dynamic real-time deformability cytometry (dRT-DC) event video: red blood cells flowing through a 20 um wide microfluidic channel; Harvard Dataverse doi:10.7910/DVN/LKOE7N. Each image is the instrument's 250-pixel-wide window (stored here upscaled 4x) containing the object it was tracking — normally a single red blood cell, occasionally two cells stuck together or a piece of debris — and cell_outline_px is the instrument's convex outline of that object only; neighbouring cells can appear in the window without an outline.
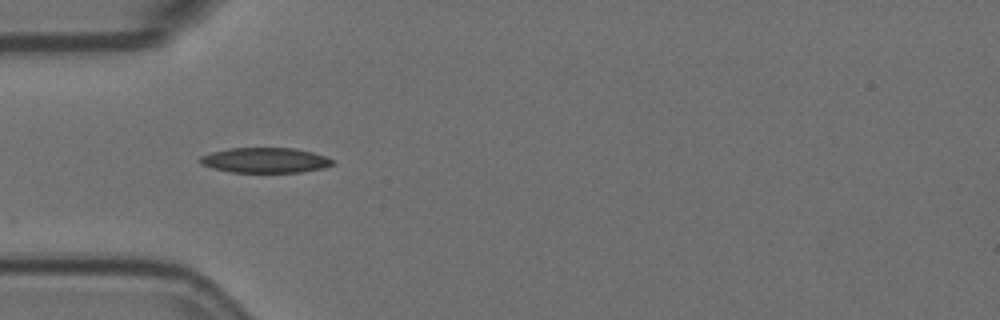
{"species": "Egyptian fruit bat (a non-hibernating species)", "species_latin": "Rousettus aegyptiacus", "temperature_condition": "room temperature", "stored_images_in_passage": 31, "camera_frame_rate_fps": 3000, "um_per_image_px": 0.085, "animal": {"sex": "female"}, "frame": {"image": 1, "passage_image": 1, "time_ms": 0.0, "image_size_px": [1000, 320], "cell_outline_px": [[336, 164], [324, 168], [300, 172], [228, 172], [212, 168], [200, 164], [200, 156], [212, 152], [228, 148], [296, 148], [312, 152], [336, 160]], "centroid_in_image_um": [22.56, 13.62], "position_along_channel_um": 62.4, "area_um2": 19.59}}
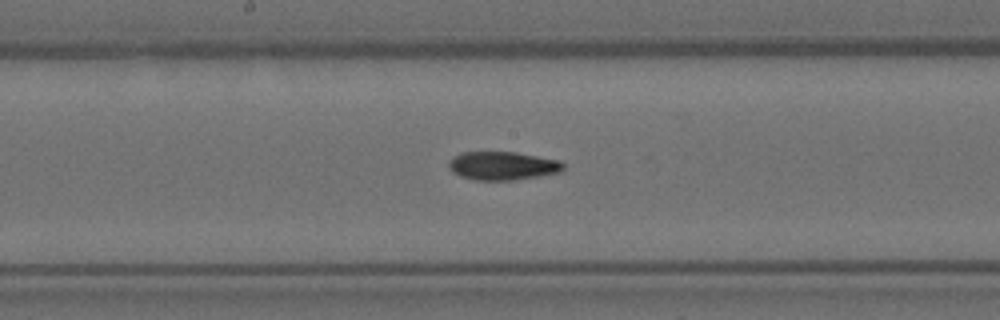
{"frame": {"image": 2, "passage_image": 13, "time_ms": 4.0, "image_size_px": [1000, 320], "cell_outline_px": [[564, 168], [560, 172], [540, 176], [512, 180], [472, 180], [460, 176], [452, 172], [448, 168], [448, 164], [452, 156], [460, 152], [516, 152], [560, 160], [564, 164]], "centroid_in_image_um": [42.69, 14.09], "position_along_channel_um": 205.5, "area_um2": 19.19}}
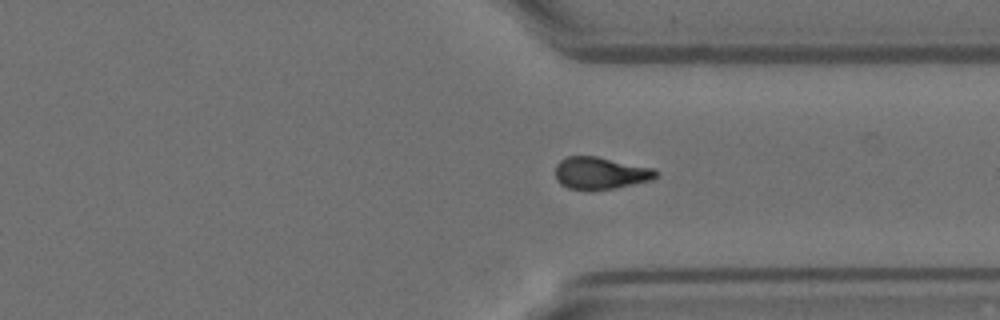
{"frame": {"image": 3, "passage_image": 26, "time_ms": 8.333, "image_size_px": [1000, 320], "cell_outline_px": [[656, 176], [652, 180], [616, 188], [568, 188], [560, 184], [556, 180], [556, 164], [560, 160], [568, 156], [596, 156], [652, 168], [656, 172]], "centroid_in_image_um": [51.01, 14.69], "position_along_channel_um": 360.4, "area_um2": 18.38}, "authors_computed_cell_mechanics": {"area_um2": 19.3052, "velocity_mm_per_s": 3.5927, "shape_relaxation_time_tau1_ms": null, "shape_relaxation_time_tau2_ms": 5.1946, "deformation_change_tau1": null, "deformation_change_tau2": 0.1129}}